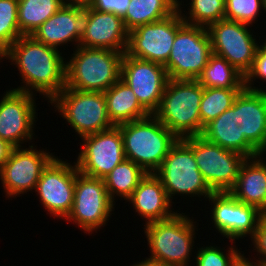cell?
Wrapping results in <instances>:
<instances>
[{"mask_svg": "<svg viewBox=\"0 0 266 266\" xmlns=\"http://www.w3.org/2000/svg\"><path fill=\"white\" fill-rule=\"evenodd\" d=\"M61 52L36 41L31 35L21 36L1 55L16 65L23 86L14 90L43 95L50 102L66 86V61ZM26 85V86H25Z\"/></svg>", "mask_w": 266, "mask_h": 266, "instance_id": "1", "label": "cell"}, {"mask_svg": "<svg viewBox=\"0 0 266 266\" xmlns=\"http://www.w3.org/2000/svg\"><path fill=\"white\" fill-rule=\"evenodd\" d=\"M123 137L125 157L147 173H155L178 138L153 114L117 125Z\"/></svg>", "mask_w": 266, "mask_h": 266, "instance_id": "2", "label": "cell"}, {"mask_svg": "<svg viewBox=\"0 0 266 266\" xmlns=\"http://www.w3.org/2000/svg\"><path fill=\"white\" fill-rule=\"evenodd\" d=\"M66 62V86L83 92L104 93L121 76L122 52L78 46Z\"/></svg>", "mask_w": 266, "mask_h": 266, "instance_id": "3", "label": "cell"}, {"mask_svg": "<svg viewBox=\"0 0 266 266\" xmlns=\"http://www.w3.org/2000/svg\"><path fill=\"white\" fill-rule=\"evenodd\" d=\"M203 86L197 80L169 79L153 115L178 139L201 135Z\"/></svg>", "mask_w": 266, "mask_h": 266, "instance_id": "4", "label": "cell"}, {"mask_svg": "<svg viewBox=\"0 0 266 266\" xmlns=\"http://www.w3.org/2000/svg\"><path fill=\"white\" fill-rule=\"evenodd\" d=\"M187 216L176 211L169 219L144 225L151 253L148 259L176 266H189V255L195 246L196 222Z\"/></svg>", "mask_w": 266, "mask_h": 266, "instance_id": "5", "label": "cell"}, {"mask_svg": "<svg viewBox=\"0 0 266 266\" xmlns=\"http://www.w3.org/2000/svg\"><path fill=\"white\" fill-rule=\"evenodd\" d=\"M50 103L80 138L115 126L109 118L104 93L64 87Z\"/></svg>", "mask_w": 266, "mask_h": 266, "instance_id": "6", "label": "cell"}, {"mask_svg": "<svg viewBox=\"0 0 266 266\" xmlns=\"http://www.w3.org/2000/svg\"><path fill=\"white\" fill-rule=\"evenodd\" d=\"M155 174L170 202L176 194L208 198L213 193L198 169L193 149L183 139H178L170 148Z\"/></svg>", "mask_w": 266, "mask_h": 266, "instance_id": "7", "label": "cell"}, {"mask_svg": "<svg viewBox=\"0 0 266 266\" xmlns=\"http://www.w3.org/2000/svg\"><path fill=\"white\" fill-rule=\"evenodd\" d=\"M212 54L206 27L184 24L176 33L168 61L164 64L169 79L197 80Z\"/></svg>", "mask_w": 266, "mask_h": 266, "instance_id": "8", "label": "cell"}, {"mask_svg": "<svg viewBox=\"0 0 266 266\" xmlns=\"http://www.w3.org/2000/svg\"><path fill=\"white\" fill-rule=\"evenodd\" d=\"M183 140L193 154L203 179L213 192H228L235 184L247 157L207 141L201 135Z\"/></svg>", "mask_w": 266, "mask_h": 266, "instance_id": "9", "label": "cell"}, {"mask_svg": "<svg viewBox=\"0 0 266 266\" xmlns=\"http://www.w3.org/2000/svg\"><path fill=\"white\" fill-rule=\"evenodd\" d=\"M105 187L104 179L76 175L74 201L66 221H72L88 234L107 225L111 212L114 211Z\"/></svg>", "mask_w": 266, "mask_h": 266, "instance_id": "10", "label": "cell"}, {"mask_svg": "<svg viewBox=\"0 0 266 266\" xmlns=\"http://www.w3.org/2000/svg\"><path fill=\"white\" fill-rule=\"evenodd\" d=\"M185 24L180 10L153 23L129 31L126 54L164 65L170 56L177 31Z\"/></svg>", "mask_w": 266, "mask_h": 266, "instance_id": "11", "label": "cell"}, {"mask_svg": "<svg viewBox=\"0 0 266 266\" xmlns=\"http://www.w3.org/2000/svg\"><path fill=\"white\" fill-rule=\"evenodd\" d=\"M249 26L224 18L207 28L212 53L225 58L244 76L251 69L260 46L251 30L247 28Z\"/></svg>", "mask_w": 266, "mask_h": 266, "instance_id": "12", "label": "cell"}, {"mask_svg": "<svg viewBox=\"0 0 266 266\" xmlns=\"http://www.w3.org/2000/svg\"><path fill=\"white\" fill-rule=\"evenodd\" d=\"M76 166L83 175L104 179L126 157L118 126L82 137Z\"/></svg>", "mask_w": 266, "mask_h": 266, "instance_id": "13", "label": "cell"}, {"mask_svg": "<svg viewBox=\"0 0 266 266\" xmlns=\"http://www.w3.org/2000/svg\"><path fill=\"white\" fill-rule=\"evenodd\" d=\"M79 170L66 161L54 157L43 169L37 182L35 193L39 195L40 203L57 218L69 215L73 207L75 179Z\"/></svg>", "mask_w": 266, "mask_h": 266, "instance_id": "14", "label": "cell"}, {"mask_svg": "<svg viewBox=\"0 0 266 266\" xmlns=\"http://www.w3.org/2000/svg\"><path fill=\"white\" fill-rule=\"evenodd\" d=\"M208 198L213 205L210 214L215 229L231 243L247 235L252 237L265 216L257 207L239 202L229 192H213Z\"/></svg>", "mask_w": 266, "mask_h": 266, "instance_id": "15", "label": "cell"}, {"mask_svg": "<svg viewBox=\"0 0 266 266\" xmlns=\"http://www.w3.org/2000/svg\"><path fill=\"white\" fill-rule=\"evenodd\" d=\"M120 79L132 89L139 103L153 114L159 107L169 77L164 65L124 53Z\"/></svg>", "mask_w": 266, "mask_h": 266, "instance_id": "16", "label": "cell"}, {"mask_svg": "<svg viewBox=\"0 0 266 266\" xmlns=\"http://www.w3.org/2000/svg\"><path fill=\"white\" fill-rule=\"evenodd\" d=\"M33 145L12 150L9 158L0 169V180L7 197H14L36 188L43 169L55 157L44 149L37 150Z\"/></svg>", "mask_w": 266, "mask_h": 266, "instance_id": "17", "label": "cell"}, {"mask_svg": "<svg viewBox=\"0 0 266 266\" xmlns=\"http://www.w3.org/2000/svg\"><path fill=\"white\" fill-rule=\"evenodd\" d=\"M35 94L8 90L0 101V139L14 148L32 140L36 121ZM28 140V141H27Z\"/></svg>", "mask_w": 266, "mask_h": 266, "instance_id": "18", "label": "cell"}, {"mask_svg": "<svg viewBox=\"0 0 266 266\" xmlns=\"http://www.w3.org/2000/svg\"><path fill=\"white\" fill-rule=\"evenodd\" d=\"M87 26L88 5L64 4L31 36L36 41L56 49L68 42H75L74 46L78 47Z\"/></svg>", "mask_w": 266, "mask_h": 266, "instance_id": "19", "label": "cell"}, {"mask_svg": "<svg viewBox=\"0 0 266 266\" xmlns=\"http://www.w3.org/2000/svg\"><path fill=\"white\" fill-rule=\"evenodd\" d=\"M129 31L123 18L112 12H101L88 6V26L79 46L126 52Z\"/></svg>", "mask_w": 266, "mask_h": 266, "instance_id": "20", "label": "cell"}, {"mask_svg": "<svg viewBox=\"0 0 266 266\" xmlns=\"http://www.w3.org/2000/svg\"><path fill=\"white\" fill-rule=\"evenodd\" d=\"M239 137H245L261 154L266 151V91H240Z\"/></svg>", "mask_w": 266, "mask_h": 266, "instance_id": "21", "label": "cell"}, {"mask_svg": "<svg viewBox=\"0 0 266 266\" xmlns=\"http://www.w3.org/2000/svg\"><path fill=\"white\" fill-rule=\"evenodd\" d=\"M201 136L247 158L262 155L245 137H239V94L231 108L204 127Z\"/></svg>", "mask_w": 266, "mask_h": 266, "instance_id": "22", "label": "cell"}, {"mask_svg": "<svg viewBox=\"0 0 266 266\" xmlns=\"http://www.w3.org/2000/svg\"><path fill=\"white\" fill-rule=\"evenodd\" d=\"M127 201L132 203L135 213L146 219L145 224L169 219L176 213L169 210L172 202L155 173H147Z\"/></svg>", "mask_w": 266, "mask_h": 266, "instance_id": "23", "label": "cell"}, {"mask_svg": "<svg viewBox=\"0 0 266 266\" xmlns=\"http://www.w3.org/2000/svg\"><path fill=\"white\" fill-rule=\"evenodd\" d=\"M263 159V154L247 158L228 192L239 202L255 206L266 215V162Z\"/></svg>", "mask_w": 266, "mask_h": 266, "instance_id": "24", "label": "cell"}, {"mask_svg": "<svg viewBox=\"0 0 266 266\" xmlns=\"http://www.w3.org/2000/svg\"><path fill=\"white\" fill-rule=\"evenodd\" d=\"M109 118L117 126L151 115L138 101L132 89L119 79L104 92Z\"/></svg>", "mask_w": 266, "mask_h": 266, "instance_id": "25", "label": "cell"}, {"mask_svg": "<svg viewBox=\"0 0 266 266\" xmlns=\"http://www.w3.org/2000/svg\"><path fill=\"white\" fill-rule=\"evenodd\" d=\"M179 0H131L123 17L128 31L163 20L178 10Z\"/></svg>", "mask_w": 266, "mask_h": 266, "instance_id": "26", "label": "cell"}, {"mask_svg": "<svg viewBox=\"0 0 266 266\" xmlns=\"http://www.w3.org/2000/svg\"><path fill=\"white\" fill-rule=\"evenodd\" d=\"M197 81L205 88H244V75L225 58L214 53Z\"/></svg>", "mask_w": 266, "mask_h": 266, "instance_id": "27", "label": "cell"}, {"mask_svg": "<svg viewBox=\"0 0 266 266\" xmlns=\"http://www.w3.org/2000/svg\"><path fill=\"white\" fill-rule=\"evenodd\" d=\"M65 3L62 0H18V26L22 36H30Z\"/></svg>", "mask_w": 266, "mask_h": 266, "instance_id": "28", "label": "cell"}, {"mask_svg": "<svg viewBox=\"0 0 266 266\" xmlns=\"http://www.w3.org/2000/svg\"><path fill=\"white\" fill-rule=\"evenodd\" d=\"M147 174L139 165L125 159L118 164L105 178V187L111 200L119 196L128 200L138 187L140 180Z\"/></svg>", "mask_w": 266, "mask_h": 266, "instance_id": "29", "label": "cell"}, {"mask_svg": "<svg viewBox=\"0 0 266 266\" xmlns=\"http://www.w3.org/2000/svg\"><path fill=\"white\" fill-rule=\"evenodd\" d=\"M243 88H205L200 103L201 134L204 127L231 108Z\"/></svg>", "mask_w": 266, "mask_h": 266, "instance_id": "30", "label": "cell"}, {"mask_svg": "<svg viewBox=\"0 0 266 266\" xmlns=\"http://www.w3.org/2000/svg\"><path fill=\"white\" fill-rule=\"evenodd\" d=\"M188 8L189 17L182 14V1H178V9L181 12L183 21L193 26H202L208 28L225 16V0H190ZM188 17V18H187Z\"/></svg>", "mask_w": 266, "mask_h": 266, "instance_id": "31", "label": "cell"}, {"mask_svg": "<svg viewBox=\"0 0 266 266\" xmlns=\"http://www.w3.org/2000/svg\"><path fill=\"white\" fill-rule=\"evenodd\" d=\"M17 10L18 0H0V55L22 36Z\"/></svg>", "mask_w": 266, "mask_h": 266, "instance_id": "32", "label": "cell"}, {"mask_svg": "<svg viewBox=\"0 0 266 266\" xmlns=\"http://www.w3.org/2000/svg\"><path fill=\"white\" fill-rule=\"evenodd\" d=\"M196 253L195 266H241L244 263V254L235 246L228 248V253H224L218 246H205Z\"/></svg>", "mask_w": 266, "mask_h": 266, "instance_id": "33", "label": "cell"}, {"mask_svg": "<svg viewBox=\"0 0 266 266\" xmlns=\"http://www.w3.org/2000/svg\"><path fill=\"white\" fill-rule=\"evenodd\" d=\"M262 9V0H225L224 18L252 25Z\"/></svg>", "mask_w": 266, "mask_h": 266, "instance_id": "34", "label": "cell"}, {"mask_svg": "<svg viewBox=\"0 0 266 266\" xmlns=\"http://www.w3.org/2000/svg\"><path fill=\"white\" fill-rule=\"evenodd\" d=\"M256 78L263 80V82L266 80V49L261 44L256 51L251 69L244 76V88L254 91H266L263 88L254 86L253 80L255 81Z\"/></svg>", "mask_w": 266, "mask_h": 266, "instance_id": "35", "label": "cell"}, {"mask_svg": "<svg viewBox=\"0 0 266 266\" xmlns=\"http://www.w3.org/2000/svg\"><path fill=\"white\" fill-rule=\"evenodd\" d=\"M257 253V256H259L258 259H256V262H252L249 260V258L246 256L244 257V263L250 265V266H266V215L260 220L257 229L255 230L253 236L250 238Z\"/></svg>", "mask_w": 266, "mask_h": 266, "instance_id": "36", "label": "cell"}, {"mask_svg": "<svg viewBox=\"0 0 266 266\" xmlns=\"http://www.w3.org/2000/svg\"><path fill=\"white\" fill-rule=\"evenodd\" d=\"M130 2L131 0H91L88 6L97 11L112 12L123 18Z\"/></svg>", "mask_w": 266, "mask_h": 266, "instance_id": "37", "label": "cell"}, {"mask_svg": "<svg viewBox=\"0 0 266 266\" xmlns=\"http://www.w3.org/2000/svg\"><path fill=\"white\" fill-rule=\"evenodd\" d=\"M13 149L14 147L12 145L7 143L3 139H0V169L9 158Z\"/></svg>", "mask_w": 266, "mask_h": 266, "instance_id": "38", "label": "cell"}, {"mask_svg": "<svg viewBox=\"0 0 266 266\" xmlns=\"http://www.w3.org/2000/svg\"><path fill=\"white\" fill-rule=\"evenodd\" d=\"M145 259L144 261L140 260V262H137L136 264H133L132 266H176V265H171V264H166V263H161V262H157L154 260H150L148 259V257Z\"/></svg>", "mask_w": 266, "mask_h": 266, "instance_id": "39", "label": "cell"}, {"mask_svg": "<svg viewBox=\"0 0 266 266\" xmlns=\"http://www.w3.org/2000/svg\"><path fill=\"white\" fill-rule=\"evenodd\" d=\"M65 4L88 5L91 0H62Z\"/></svg>", "mask_w": 266, "mask_h": 266, "instance_id": "40", "label": "cell"}, {"mask_svg": "<svg viewBox=\"0 0 266 266\" xmlns=\"http://www.w3.org/2000/svg\"><path fill=\"white\" fill-rule=\"evenodd\" d=\"M262 3H263V10L265 12L266 11V0H262Z\"/></svg>", "mask_w": 266, "mask_h": 266, "instance_id": "41", "label": "cell"}, {"mask_svg": "<svg viewBox=\"0 0 266 266\" xmlns=\"http://www.w3.org/2000/svg\"><path fill=\"white\" fill-rule=\"evenodd\" d=\"M262 46L266 49V41L262 43Z\"/></svg>", "mask_w": 266, "mask_h": 266, "instance_id": "42", "label": "cell"}, {"mask_svg": "<svg viewBox=\"0 0 266 266\" xmlns=\"http://www.w3.org/2000/svg\"><path fill=\"white\" fill-rule=\"evenodd\" d=\"M241 266H250V265H248V264H246V263H243Z\"/></svg>", "mask_w": 266, "mask_h": 266, "instance_id": "43", "label": "cell"}]
</instances>
